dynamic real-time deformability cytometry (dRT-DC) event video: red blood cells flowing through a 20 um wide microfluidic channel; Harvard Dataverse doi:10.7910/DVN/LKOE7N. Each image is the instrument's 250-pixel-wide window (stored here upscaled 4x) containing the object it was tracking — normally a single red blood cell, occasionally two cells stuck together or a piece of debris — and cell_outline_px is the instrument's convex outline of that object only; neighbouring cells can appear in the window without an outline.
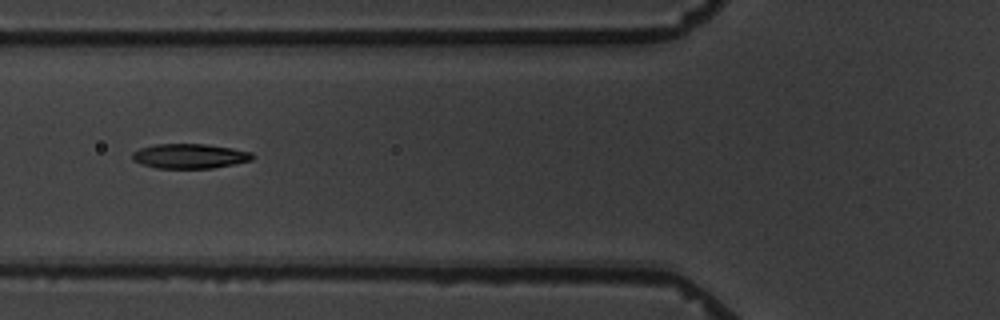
{"species": "common noctule bat (a hibernating species)", "species_latin": "Nyctalus noctula", "temperature_condition": "warm", "stored_images_in_passage": 7, "camera_frame_rate_fps": 3000, "um_per_image_px": 0.085, "animal": {"sex": "male", "body_mass_g": 19.5, "forearm_length_mm": 54.6}, "frame": {"image": 1, "passage_image": 7, "time_ms": 7.0, "image_size_px": [1000, 320], "cell_outline_px": [[256, 156], [252, 160], [212, 168], [156, 168], [132, 160], [132, 152], [140, 148], [156, 144], [208, 144], [232, 148], [252, 152]], "centroid_in_image_um": [16.14, 13.26], "position_along_channel_um": 109.7, "area_um2": 17.28}}